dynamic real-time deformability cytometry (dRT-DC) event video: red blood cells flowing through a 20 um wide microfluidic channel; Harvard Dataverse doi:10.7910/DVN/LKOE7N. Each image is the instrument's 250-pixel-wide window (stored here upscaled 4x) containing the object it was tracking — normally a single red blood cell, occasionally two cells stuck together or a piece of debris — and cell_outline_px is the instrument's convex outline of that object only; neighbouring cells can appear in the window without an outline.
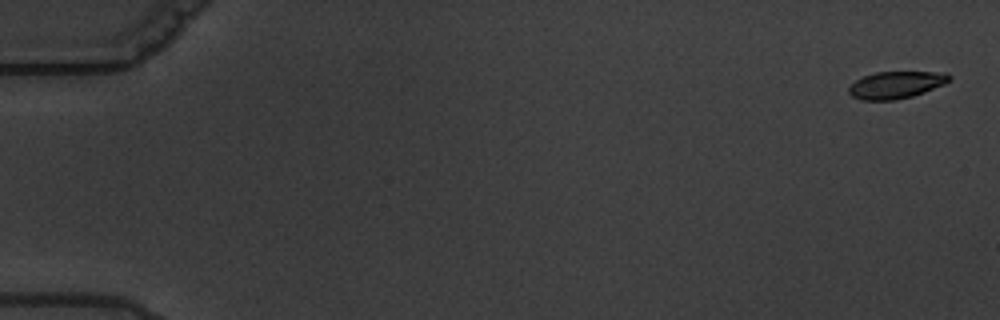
{"species": "common noctule bat (a hibernating species)", "species_latin": "Nyctalus noctula", "temperature_condition": "warm", "stored_images_in_passage": 6, "camera_frame_rate_fps": 3000, "um_per_image_px": 0.085, "animal": {"sex": "male", "body_mass_g": 19.5, "forearm_length_mm": 54.6}, "frame": {"image": 1, "passage_image": 1, "time_ms": 0.0, "image_size_px": [1000, 320], "cell_outline_px": [[952, 80], [944, 84], [924, 92], [912, 96], [896, 100], [860, 100], [852, 96], [848, 92], [848, 88], [856, 80], [864, 76], [876, 72], [944, 72], [952, 76]], "centroid_in_image_um": [76.17, 7.22], "position_along_channel_um": 8.8, "area_um2": 15.9}}
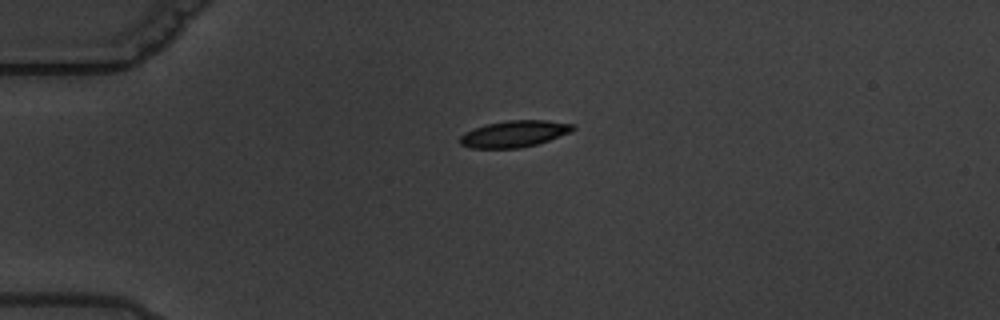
{"frame": {"image": 2, "passage_image": 5, "time_ms": 4.667, "image_size_px": [1000, 320], "cell_outline_px": [[576, 128], [572, 132], [536, 144], [520, 148], [472, 148], [460, 144], [460, 136], [464, 132], [472, 128], [488, 124], [508, 120], [548, 120], [572, 124]], "centroid_in_image_um": [43.71, 11.37], "position_along_channel_um": 41.3, "area_um2": 17.46}}